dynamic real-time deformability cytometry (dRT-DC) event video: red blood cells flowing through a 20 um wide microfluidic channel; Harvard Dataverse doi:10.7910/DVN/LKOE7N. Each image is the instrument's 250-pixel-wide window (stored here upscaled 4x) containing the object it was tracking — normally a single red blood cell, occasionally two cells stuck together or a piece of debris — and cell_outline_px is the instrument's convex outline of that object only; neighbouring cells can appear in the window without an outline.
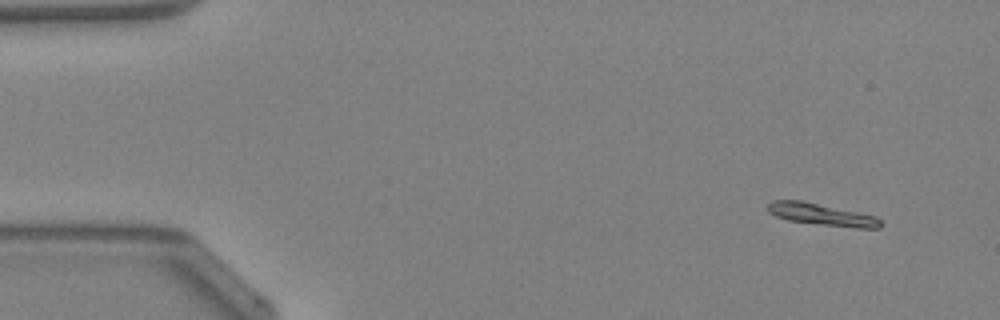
{"species": "Egyptian fruit bat (a non-hibernating species)", "species_latin": "Rousettus aegyptiacus", "temperature_condition": "warm", "stored_images_in_passage": 45, "camera_frame_rate_fps": 3000, "um_per_image_px": 0.085, "animal": {"sex": "female"}, "frame": {"image": 1, "passage_image": 1, "time_ms": 0.0, "image_size_px": [1000, 320], "cell_outline_px": [[884, 224], [880, 228], [856, 228], [788, 220], [776, 216], [768, 212], [768, 204], [772, 200], [800, 200], [876, 216]], "centroid_in_image_um": [69.86, 18.23], "position_along_channel_um": 15.1, "area_um2": 14.16}}
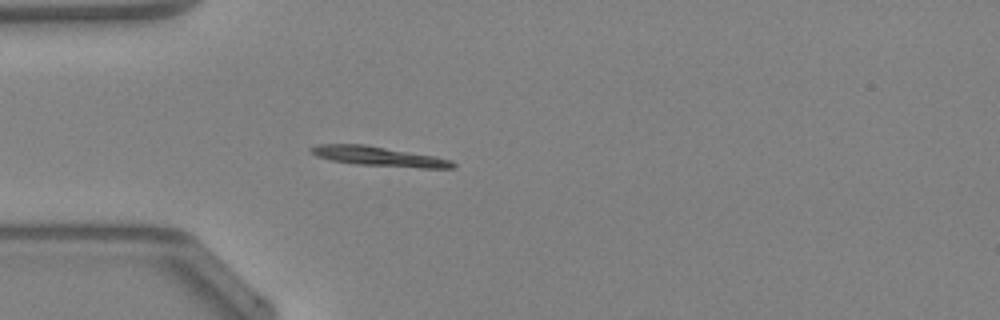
{"frame": {"image": 2, "passage_image": 11, "time_ms": 3.333, "image_size_px": [1000, 320], "cell_outline_px": [[456, 168], [420, 168], [356, 164], [332, 160], [316, 156], [308, 148], [320, 144], [364, 144], [436, 156], [452, 160], [456, 164]], "centroid_in_image_um": [32.25, 13.29], "position_along_channel_um": 52.8, "area_um2": 16.18}}
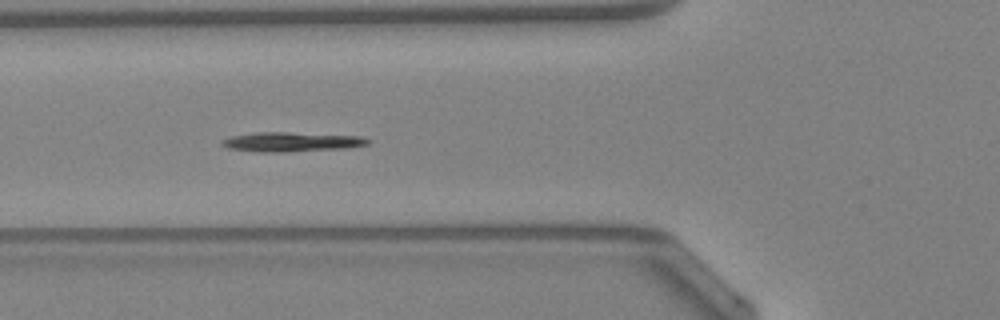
{"frame": {"image": 3, "passage_image": 15, "time_ms": 4.667, "image_size_px": [1000, 320], "cell_outline_px": [[372, 140], [368, 144], [348, 148], [284, 152], [260, 152], [228, 148], [220, 144], [220, 140], [232, 136], [256, 132], [288, 132], [360, 136]], "centroid_in_image_um": [24.78, 12.06], "position_along_channel_um": 101.0, "area_um2": 16.65}, "authors_computed_cell_mechanics": {"area_um2": 14.6234, "velocity_mm_per_s": 4.2785, "shape_relaxation_time_tau1_ms": 4.4886, "shape_relaxation_time_tau2_ms": null, "deformation_change_tau1": 0.1763, "deformation_change_tau2": null}}